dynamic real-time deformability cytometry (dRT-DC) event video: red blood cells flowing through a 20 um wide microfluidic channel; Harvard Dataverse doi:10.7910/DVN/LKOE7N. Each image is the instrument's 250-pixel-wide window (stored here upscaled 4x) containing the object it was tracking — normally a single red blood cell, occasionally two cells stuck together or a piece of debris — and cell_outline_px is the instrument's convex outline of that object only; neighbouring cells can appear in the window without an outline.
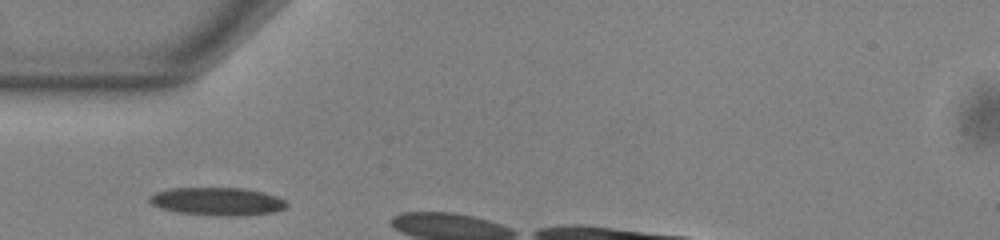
{"species": "common noctule bat (a hibernating species)", "species_latin": "Nyctalus noctula", "temperature_condition": "warm", "stored_images_in_passage": 4, "camera_frame_rate_fps": 3000, "um_per_image_px": 0.085, "animal": {"sex": "male", "body_mass_g": 13.0, "forearm_length_mm": 53.1}, "frame": {"image": 1, "passage_image": 1, "time_ms": 0.0, "image_size_px": [1000, 240], "cell_outline_px": [[288, 204], [284, 208], [276, 212], [236, 216], [216, 216], [180, 212], [160, 208], [152, 204], [148, 200], [148, 196], [156, 192], [168, 188], [244, 188], [264, 192], [276, 196], [284, 200]], "centroid_in_image_um": [18.47, 17.12], "position_along_channel_um": 66.5, "area_um2": 22.43}}